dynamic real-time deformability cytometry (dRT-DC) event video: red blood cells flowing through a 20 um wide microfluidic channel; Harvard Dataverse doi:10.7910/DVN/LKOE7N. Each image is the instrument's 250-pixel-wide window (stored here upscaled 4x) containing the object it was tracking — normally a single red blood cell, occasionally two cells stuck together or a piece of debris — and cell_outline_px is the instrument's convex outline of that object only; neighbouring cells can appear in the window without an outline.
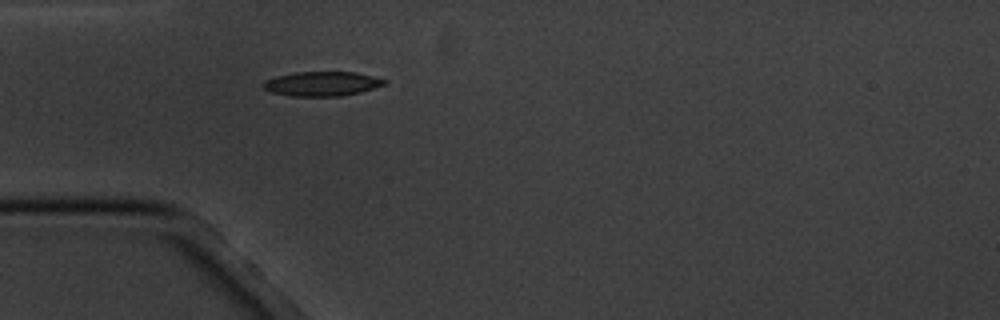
{"species": "common noctule bat (a hibernating species)", "species_latin": "Nyctalus noctula", "temperature_condition": "cold", "stored_images_in_passage": 3, "camera_frame_rate_fps": 3000, "um_per_image_px": 0.085, "animal": {"sex": "male", "body_mass_g": 20.1, "forearm_length_mm": 53.5}, "frame": {"image": 1, "passage_image": 3, "time_ms": 3.333, "image_size_px": [1000, 320], "cell_outline_px": [[388, 80], [384, 84], [360, 92], [340, 96], [292, 96], [272, 92], [264, 88], [264, 80], [276, 76], [296, 72], [356, 72]], "centroid_in_image_um": [27.36, 7.11], "position_along_channel_um": 57.6, "area_um2": 17.05}}